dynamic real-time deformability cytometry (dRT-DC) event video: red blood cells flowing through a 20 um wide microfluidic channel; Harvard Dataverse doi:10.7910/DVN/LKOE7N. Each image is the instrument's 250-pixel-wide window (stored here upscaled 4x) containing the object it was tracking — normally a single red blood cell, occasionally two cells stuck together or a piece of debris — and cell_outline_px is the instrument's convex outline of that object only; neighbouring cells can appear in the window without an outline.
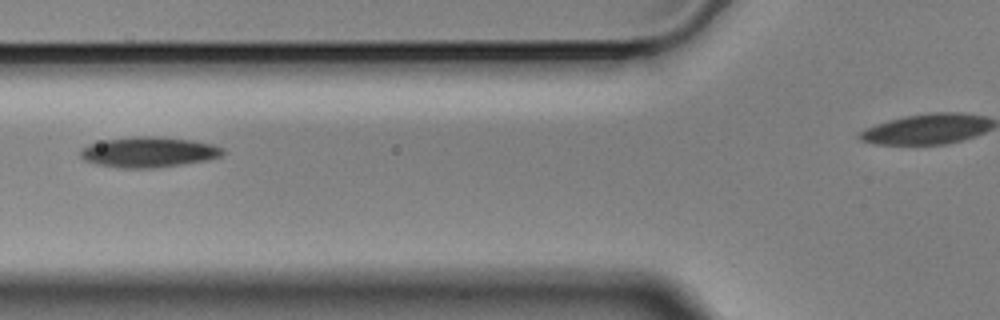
{"species": "Egyptian fruit bat (a non-hibernating species)", "species_latin": "Rousettus aegyptiacus", "temperature_condition": "cold", "stored_images_in_passage": 10, "camera_frame_rate_fps": 3000, "um_per_image_px": 0.085, "animal": {"sex": "male"}, "frame": {"image": 1, "passage_image": 2, "time_ms": 0.333, "image_size_px": [1000, 320], "cell_outline_px": [[224, 152], [220, 156], [208, 160], [156, 168], [120, 168], [96, 164], [84, 160], [80, 156], [80, 152], [88, 144], [104, 140], [132, 136], [152, 136], [192, 140], [212, 144], [224, 148]], "centroid_in_image_um": [12.63, 12.93], "position_along_channel_um": 113.2, "area_um2": 25.26}}
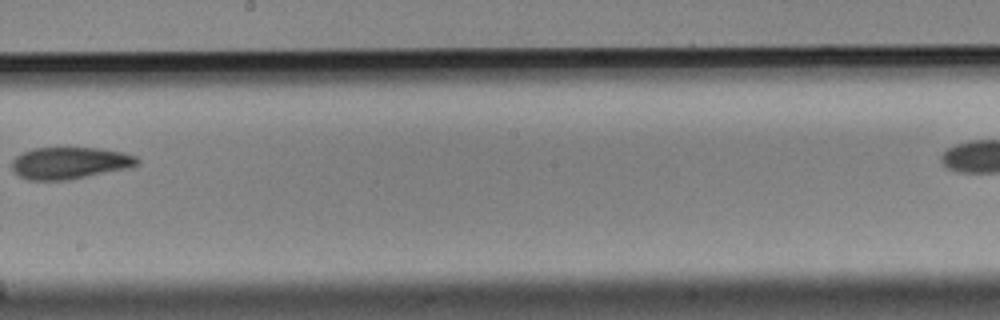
{"frame": {"image": 2, "passage_image": 5, "time_ms": 1.333, "image_size_px": [1000, 320], "cell_outline_px": [[140, 164], [132, 168], [68, 180], [28, 180], [20, 176], [12, 168], [12, 160], [16, 156], [32, 148], [96, 148], [120, 152], [136, 156], [140, 160]], "centroid_in_image_um": [5.97, 13.86], "position_along_channel_um": 242.2, "area_um2": 23.35}}
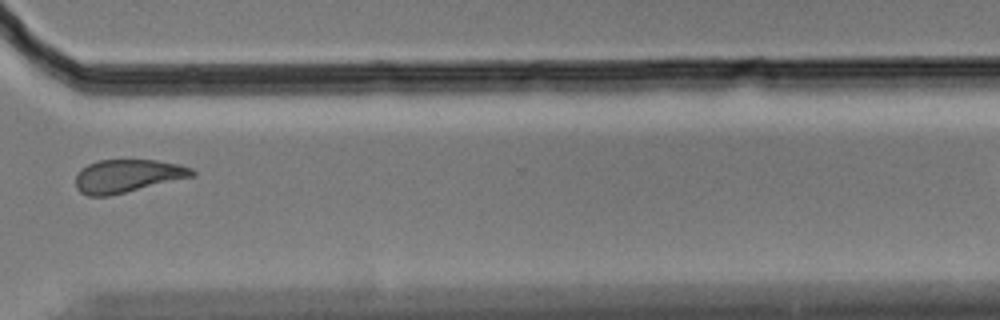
{"frame": {"image": 3, "passage_image": 8, "time_ms": 2.333, "image_size_px": [1000, 320], "cell_outline_px": [[196, 176], [108, 196], [88, 196], [80, 192], [76, 188], [76, 176], [80, 168], [88, 164], [100, 160], [156, 160], [180, 164], [192, 168], [196, 172]], "centroid_in_image_um": [10.85, 14.95], "position_along_channel_um": 359.8, "area_um2": 22.54}}